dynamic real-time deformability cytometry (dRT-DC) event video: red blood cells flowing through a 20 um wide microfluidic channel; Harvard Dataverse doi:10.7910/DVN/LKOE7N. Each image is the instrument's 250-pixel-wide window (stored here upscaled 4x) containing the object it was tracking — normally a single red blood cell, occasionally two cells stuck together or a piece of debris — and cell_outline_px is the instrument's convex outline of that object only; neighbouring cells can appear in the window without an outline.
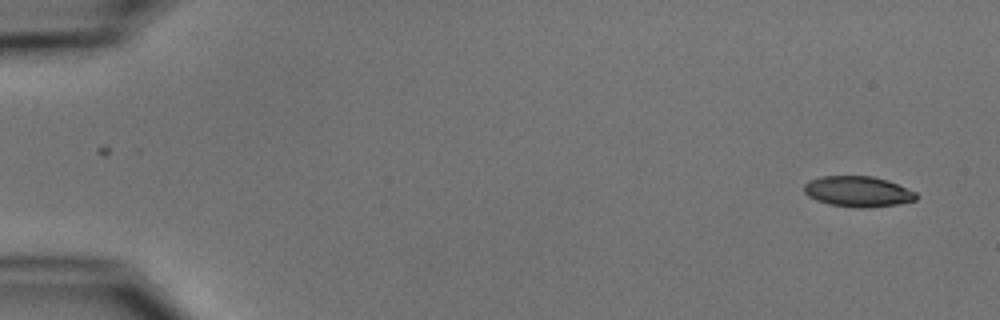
{"species": "common noctule bat (a hibernating species)", "species_latin": "Nyctalus noctula", "temperature_condition": "cold", "stored_images_in_passage": 2, "camera_frame_rate_fps": 3000, "um_per_image_px": 0.085, "animal": {"sex": "male", "body_mass_g": 15.6}, "frame": {"image": 1, "passage_image": 2, "time_ms": 1.0, "image_size_px": [1000, 320], "cell_outline_px": [[916, 200], [896, 204], [868, 208], [856, 208], [828, 204], [816, 200], [808, 196], [804, 192], [804, 184], [808, 180], [820, 176], [872, 176], [888, 180], [916, 192]], "centroid_in_image_um": [72.89, 16.28], "position_along_channel_um": 12.1, "area_um2": 20.11}}